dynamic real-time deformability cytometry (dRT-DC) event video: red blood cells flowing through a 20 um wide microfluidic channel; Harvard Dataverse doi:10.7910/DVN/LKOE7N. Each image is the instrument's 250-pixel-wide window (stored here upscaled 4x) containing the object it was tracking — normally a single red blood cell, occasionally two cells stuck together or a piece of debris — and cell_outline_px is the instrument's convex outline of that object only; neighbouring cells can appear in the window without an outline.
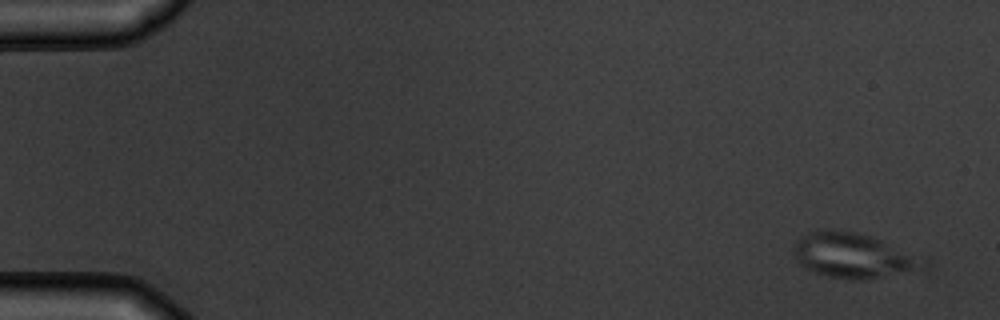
{"species": "common noctule bat (a hibernating species)", "species_latin": "Nyctalus noctula", "temperature_condition": "warm", "stored_images_in_passage": 5, "camera_frame_rate_fps": 3000, "um_per_image_px": 0.085, "animal": {"sex": "male", "body_mass_g": 19.5, "forearm_length_mm": 54.6}, "frame": {"image": 1, "passage_image": 1, "time_ms": 0.0, "image_size_px": [1000, 320], "cell_outline_px": [[932, 264], [928, 268], [864, 280], [844, 280], [828, 276], [816, 272], [800, 264], [796, 260], [792, 252], [792, 248], [804, 236], [816, 228], [856, 232], [872, 236]], "centroid_in_image_um": [72.51, 21.73], "position_along_channel_um": 12.5, "area_um2": 33.7}}